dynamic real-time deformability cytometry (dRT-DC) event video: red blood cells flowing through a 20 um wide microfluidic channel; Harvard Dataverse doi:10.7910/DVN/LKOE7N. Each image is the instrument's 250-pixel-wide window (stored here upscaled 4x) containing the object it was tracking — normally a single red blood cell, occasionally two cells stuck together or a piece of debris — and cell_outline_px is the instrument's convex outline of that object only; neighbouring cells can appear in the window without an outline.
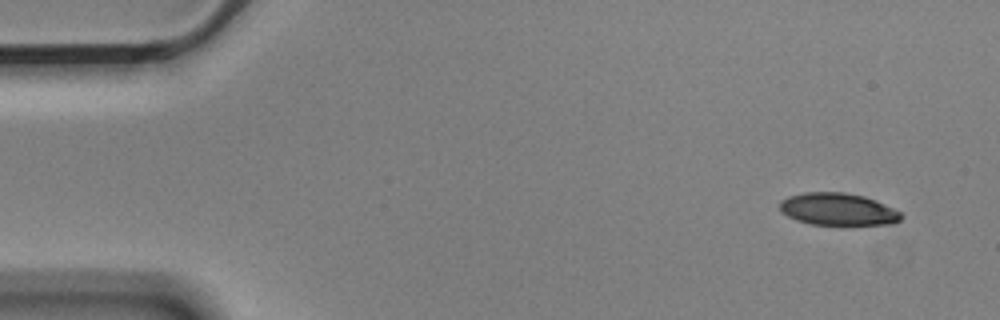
{"species": "Egyptian fruit bat (a non-hibernating species)", "species_latin": "Rousettus aegyptiacus", "temperature_condition": "cold", "stored_images_in_passage": 8, "camera_frame_rate_fps": 3000, "um_per_image_px": 0.085, "animal": {"sex": "male"}, "frame": {"image": 1, "passage_image": 1, "time_ms": 0.0, "image_size_px": [1000, 320], "cell_outline_px": [[904, 216], [900, 220], [892, 224], [844, 228], [812, 224], [796, 220], [780, 212], [780, 200], [788, 196], [804, 192], [844, 192], [864, 196], [876, 200], [900, 212]], "centroid_in_image_um": [71.25, 17.84], "position_along_channel_um": 13.7, "area_um2": 23.93}}
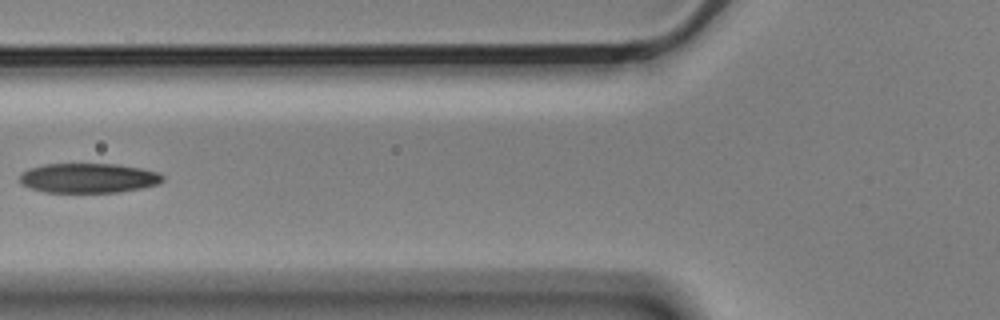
{"frame": {"image": 2, "passage_image": 6, "time_ms": 1.667, "image_size_px": [1000, 320], "cell_outline_px": [[164, 180], [156, 184], [140, 188], [120, 192], [44, 192], [28, 188], [20, 184], [20, 172], [28, 168], [44, 164], [116, 164], [140, 168], [160, 172], [164, 176]], "centroid_in_image_um": [7.47, 15.13], "position_along_channel_um": 118.3, "area_um2": 24.91}}
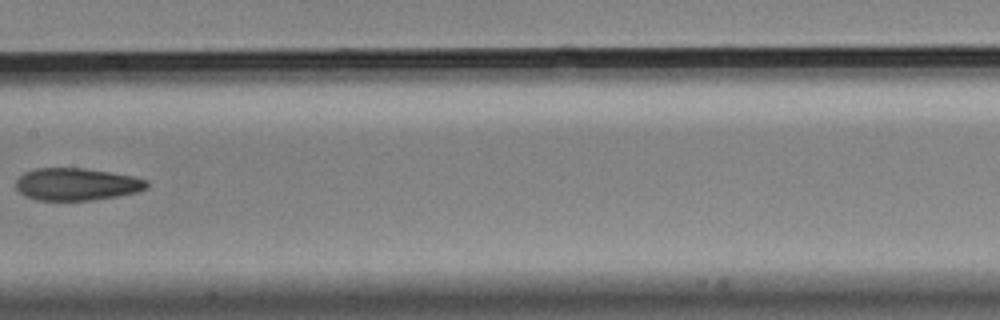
{"frame": {"image": 3, "passage_image": 8, "time_ms": 2.333, "image_size_px": [1000, 320], "cell_outline_px": [[148, 188], [136, 192], [116, 196], [92, 200], [36, 200], [24, 196], [16, 188], [16, 180], [24, 172], [36, 168], [84, 168], [132, 176], [148, 180]], "centroid_in_image_um": [6.49, 15.66], "position_along_channel_um": 200.9, "area_um2": 24.62}}